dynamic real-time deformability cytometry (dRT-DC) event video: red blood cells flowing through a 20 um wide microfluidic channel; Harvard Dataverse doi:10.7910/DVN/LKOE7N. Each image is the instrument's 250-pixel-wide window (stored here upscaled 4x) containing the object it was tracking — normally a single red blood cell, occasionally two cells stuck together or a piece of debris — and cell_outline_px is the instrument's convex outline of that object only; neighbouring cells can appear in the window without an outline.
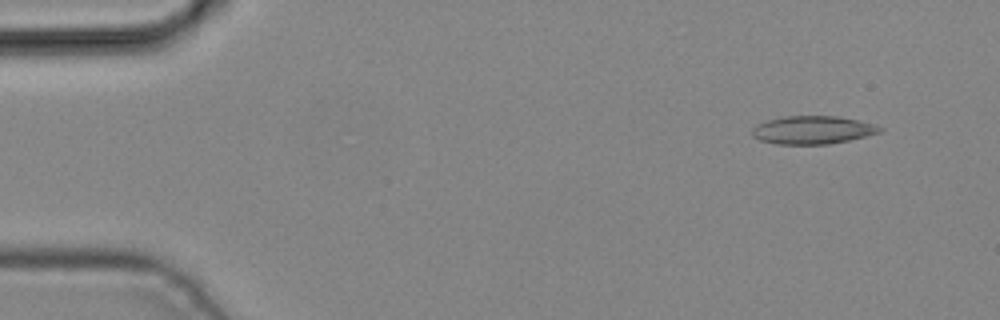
{"species": "common noctule bat (a hibernating species)", "species_latin": "Nyctalus noctula", "temperature_condition": "cold", "stored_images_in_passage": 4, "camera_frame_rate_fps": 3000, "um_per_image_px": 0.085, "animal": {"sex": "male", "body_mass_g": 19.2, "forearm_length_mm": 51.8}, "frame": {"image": 1, "passage_image": 1, "time_ms": 0.0, "image_size_px": [1000, 320], "cell_outline_px": [[884, 128], [880, 132], [848, 140], [828, 144], [776, 144], [760, 140], [752, 136], [752, 128], [756, 124], [768, 120], [784, 116], [836, 116], [876, 124]], "centroid_in_image_um": [69.05, 11.04], "position_along_channel_um": 16.0, "area_um2": 20.81}}
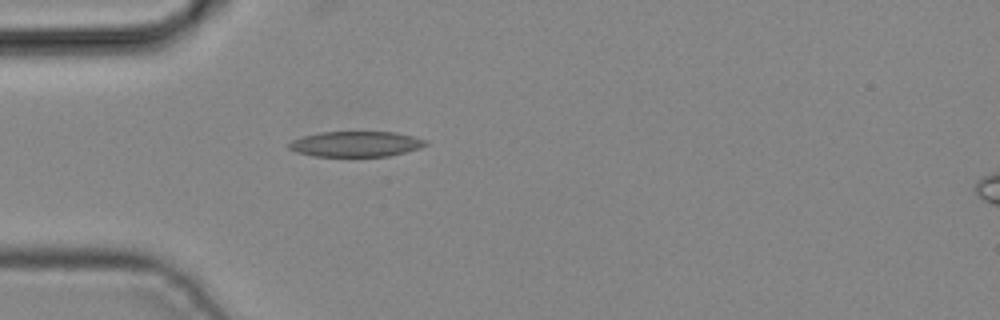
{"frame": {"image": 2, "passage_image": 3, "time_ms": 0.667, "image_size_px": [1000, 320], "cell_outline_px": [[428, 144], [420, 148], [388, 156], [316, 156], [296, 152], [288, 148], [288, 144], [292, 140], [304, 136], [320, 132], [396, 132], [428, 140]], "centroid_in_image_um": [30.27, 12.24], "position_along_channel_um": 54.7, "area_um2": 20.17}}